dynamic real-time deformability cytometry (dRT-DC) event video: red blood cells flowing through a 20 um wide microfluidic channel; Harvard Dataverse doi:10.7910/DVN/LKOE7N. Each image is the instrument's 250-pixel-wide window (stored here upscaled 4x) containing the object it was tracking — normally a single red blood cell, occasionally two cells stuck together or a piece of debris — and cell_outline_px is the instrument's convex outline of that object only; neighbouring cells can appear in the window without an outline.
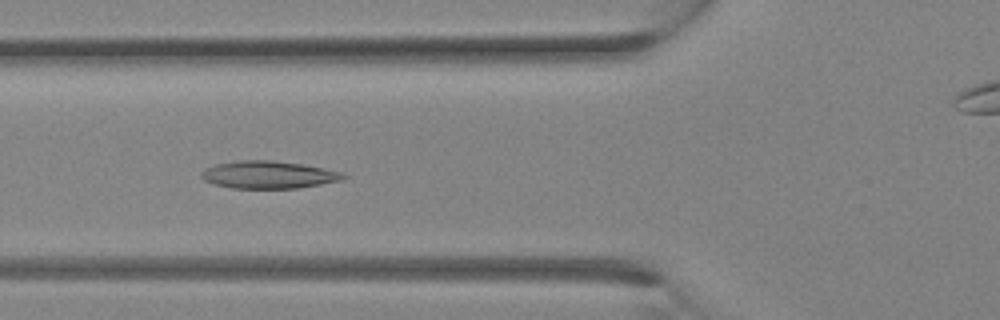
{"species": "Egyptian fruit bat (a non-hibernating species)", "species_latin": "Rousettus aegyptiacus", "temperature_condition": "room temperature", "stored_images_in_passage": 24, "camera_frame_rate_fps": 3000, "um_per_image_px": 0.085, "animal": {"sex": "female"}, "frame": {"image": 1, "passage_image": 7, "time_ms": 2.0, "image_size_px": [1000, 320], "cell_outline_px": [[348, 176], [344, 180], [296, 188], [232, 188], [216, 184], [204, 180], [200, 176], [200, 172], [204, 168], [216, 164], [236, 160], [272, 160], [304, 164], [324, 168], [340, 172]], "centroid_in_image_um": [22.81, 14.84], "position_along_channel_um": 103.0, "area_um2": 22.83}}
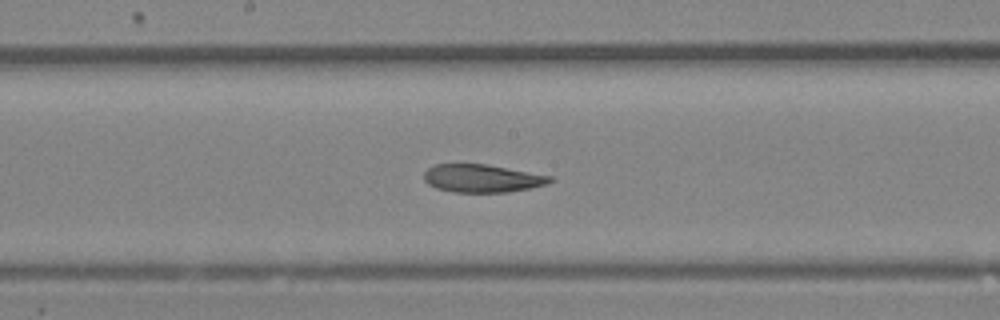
{"frame": {"image": 2, "passage_image": 12, "time_ms": 3.667, "image_size_px": [1000, 320], "cell_outline_px": [[556, 180], [548, 184], [508, 192], [452, 192], [436, 188], [428, 184], [424, 180], [424, 172], [432, 164], [488, 164], [552, 176]], "centroid_in_image_um": [40.99, 15.15], "position_along_channel_um": 207.2, "area_um2": 20.69}}
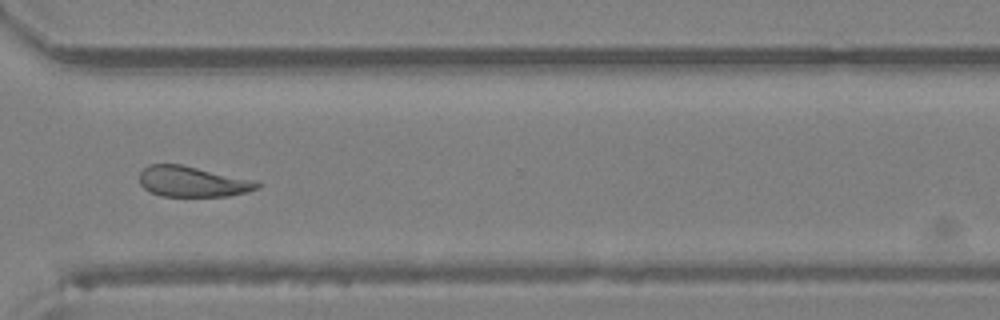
{"frame": {"image": 3, "passage_image": 19, "time_ms": 6.0, "image_size_px": [1000, 320], "cell_outline_px": [[260, 188], [248, 192], [228, 196], [160, 196], [144, 188], [140, 184], [140, 172], [148, 164], [180, 164], [256, 180], [260, 184]], "centroid_in_image_um": [16.39, 15.43], "position_along_channel_um": 354.2, "area_um2": 21.04}}